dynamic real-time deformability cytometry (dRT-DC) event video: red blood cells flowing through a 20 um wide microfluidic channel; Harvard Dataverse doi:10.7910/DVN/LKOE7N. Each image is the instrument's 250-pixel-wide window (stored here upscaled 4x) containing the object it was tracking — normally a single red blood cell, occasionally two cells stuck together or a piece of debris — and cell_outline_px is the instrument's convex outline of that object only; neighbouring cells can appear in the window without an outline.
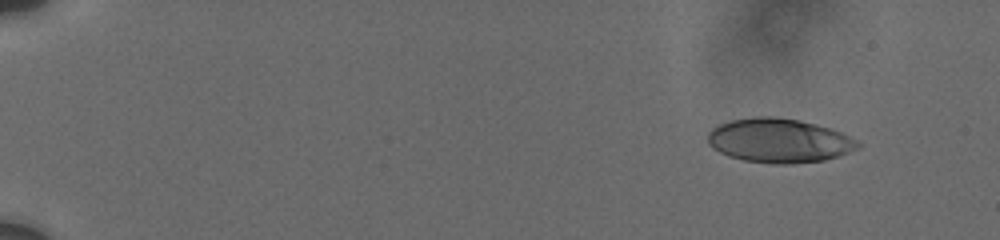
{"species": "human", "species_latin": "Homo sapiens", "temperature_condition": "cold", "stored_images_in_passage": 56, "camera_frame_rate_fps": 3000, "um_per_image_px": 0.085, "donor": {"sex": "male"}, "frame": {"image": 1, "passage_image": 1, "time_ms": 0.0, "image_size_px": [1000, 240], "cell_outline_px": [[860, 148], [824, 160], [788, 164], [772, 164], [744, 160], [728, 156], [712, 148], [708, 144], [708, 132], [712, 128], [720, 124], [732, 120], [752, 116], [776, 116], [800, 120], [832, 128], [856, 140], [860, 144]], "centroid_in_image_um": [66.2, 11.94], "position_along_channel_um": 18.8, "area_um2": 38.73}}
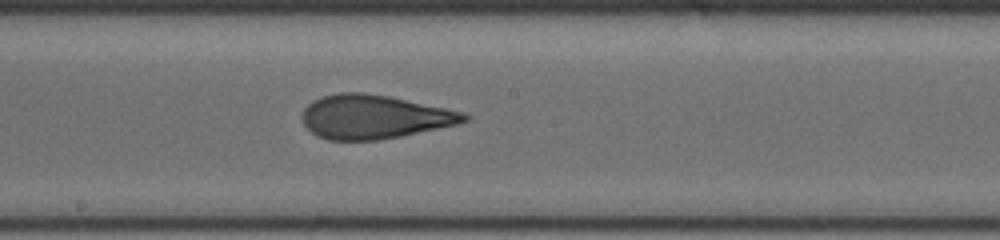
{"frame": {"image": 2, "passage_image": 34, "time_ms": 9.333, "image_size_px": [1000, 240], "cell_outline_px": [[468, 120], [460, 124], [400, 136], [376, 140], [328, 140], [316, 136], [304, 124], [300, 116], [304, 108], [312, 100], [320, 96], [340, 92], [360, 92], [388, 96], [464, 112], [468, 116]], "centroid_in_image_um": [31.76, 9.93], "position_along_channel_um": 216.4, "area_um2": 41.38}}
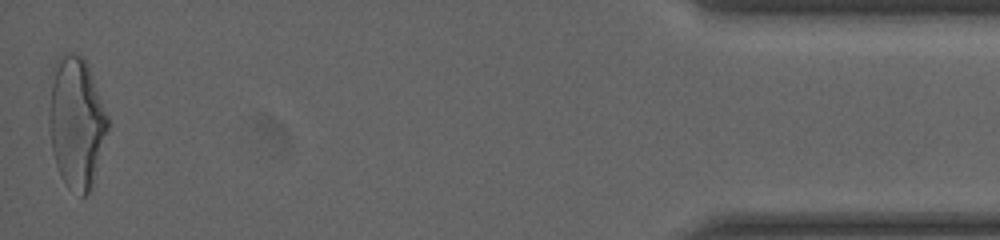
{"frame": {"image": 3, "passage_image": 56, "time_ms": 17.0, "image_size_px": [1000, 240], "cell_outline_px": [[108, 128], [92, 188], [84, 196], [80, 196], [68, 188], [60, 176], [56, 164], [52, 148], [48, 124], [48, 112], [52, 68], [56, 60], [64, 52], [84, 56], [88, 64], [108, 116]], "centroid_in_image_um": [6.47, 10.39], "position_along_channel_um": 428.7, "area_um2": 45.32}, "authors_computed_cell_mechanics": {"area_um2": 41.2403, "velocity_mm_per_s": 3.7405, "shape_relaxation_time_tau1_ms": 4.5752, "shape_relaxation_time_tau2_ms": 1.323, "deformation_change_tau1": 0.1896, "deformation_change_tau2": 0.0987}}